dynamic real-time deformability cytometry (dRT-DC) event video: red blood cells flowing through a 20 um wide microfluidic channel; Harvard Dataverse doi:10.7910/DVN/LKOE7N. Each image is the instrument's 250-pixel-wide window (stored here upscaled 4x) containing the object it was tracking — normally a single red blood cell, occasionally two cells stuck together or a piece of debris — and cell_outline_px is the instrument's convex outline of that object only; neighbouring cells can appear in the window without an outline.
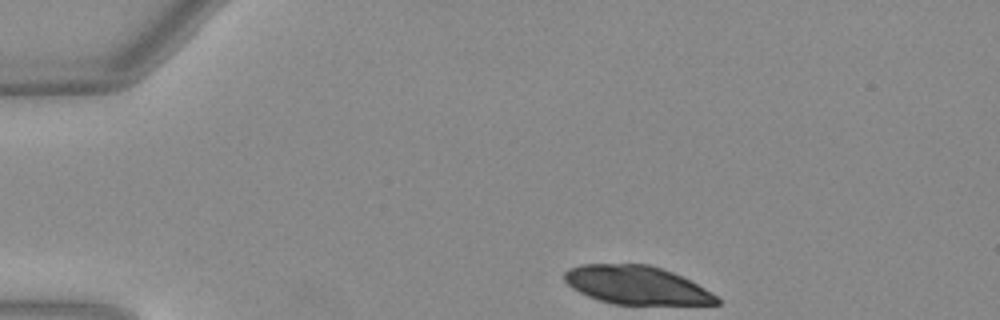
{"species": "Egyptian fruit bat (a non-hibernating species)", "species_latin": "Rousettus aegyptiacus", "temperature_condition": "warm", "stored_images_in_passage": 35, "camera_frame_rate_fps": 3000, "um_per_image_px": 0.085, "animal": {"sex": "female"}, "frame": {"image": 1, "passage_image": 1, "time_ms": 0.0, "image_size_px": [1000, 320], "cell_outline_px": [[720, 304], [612, 304], [588, 296], [572, 288], [564, 280], [564, 272], [568, 268], [580, 264], [648, 264], [672, 272], [704, 288], [716, 296], [720, 300]], "centroid_in_image_um": [54.05, 24.23], "position_along_channel_um": 30.9, "area_um2": 33.7}}